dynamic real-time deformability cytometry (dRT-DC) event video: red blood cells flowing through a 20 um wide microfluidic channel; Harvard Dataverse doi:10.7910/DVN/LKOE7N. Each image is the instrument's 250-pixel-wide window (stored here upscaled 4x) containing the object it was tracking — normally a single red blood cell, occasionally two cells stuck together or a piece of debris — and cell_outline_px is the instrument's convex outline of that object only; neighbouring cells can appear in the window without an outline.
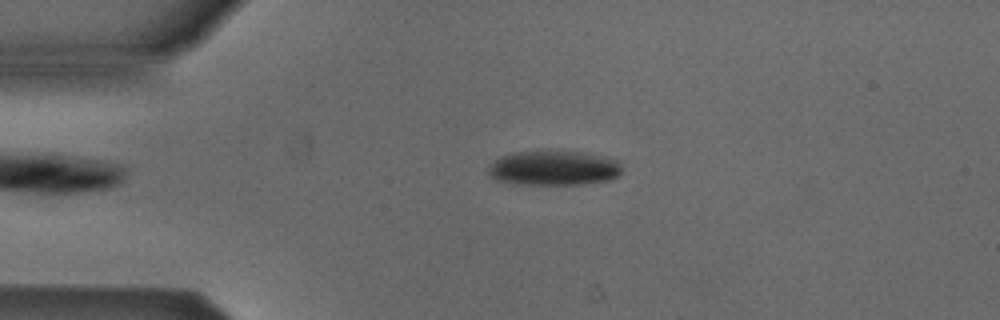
{"species": "Egyptian fruit bat (a non-hibernating species)", "species_latin": "Rousettus aegyptiacus", "temperature_condition": "cold", "stored_images_in_passage": 53, "camera_frame_rate_fps": 3000, "um_per_image_px": 0.085, "animal": {"sex": "male"}, "frame": {"image": 1, "passage_image": 12, "time_ms": 3.667, "image_size_px": [1000, 320], "cell_outline_px": [[620, 176], [612, 180], [580, 184], [520, 184], [500, 180], [492, 176], [488, 172], [488, 168], [500, 156], [512, 152], [584, 152], [620, 160]], "centroid_in_image_um": [47.14, 14.29], "position_along_channel_um": 37.9, "area_um2": 26.7}}
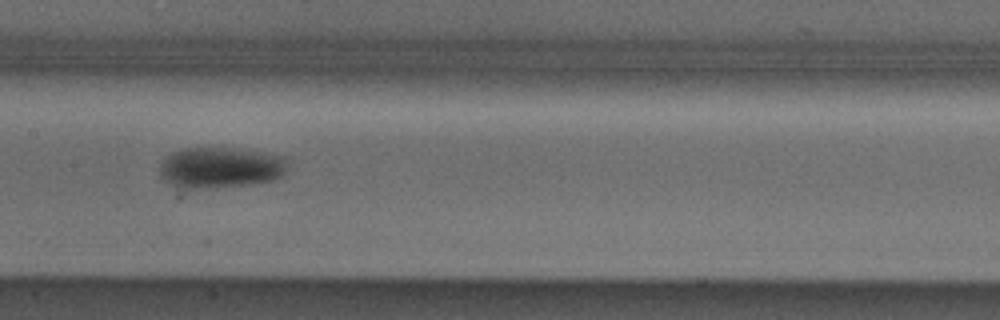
{"frame": {"image": 2, "passage_image": 26, "time_ms": 8.333, "image_size_px": [1000, 320], "cell_outline_px": [[284, 172], [280, 176], [272, 180], [252, 184], [196, 188], [176, 188], [168, 184], [160, 176], [160, 164], [172, 152], [184, 148], [232, 148], [264, 152], [284, 156]], "centroid_in_image_um": [18.67, 14.24], "position_along_channel_um": 188.7, "area_um2": 30.23}}
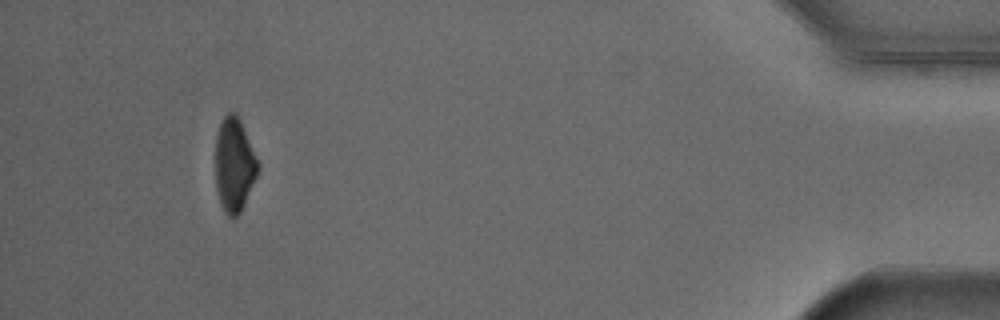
{"frame": {"image": 3, "passage_image": 49, "time_ms": 16.0, "image_size_px": [1000, 320], "cell_outline_px": [[260, 164], [256, 176], [244, 204], [240, 212], [236, 216], [228, 216], [224, 212], [216, 188], [216, 136], [220, 124], [224, 116], [228, 112], [236, 112], [240, 120]], "centroid_in_image_um": [19.91, 13.98], "position_along_channel_um": 415.3, "area_um2": 22.95}, "authors_computed_cell_mechanics": {"area_um2": 26.3568, "velocity_mm_per_s": 3.8941, "shape_relaxation_time_tau1_ms": 2.531, "shape_relaxation_time_tau2_ms": null, "deformation_change_tau1": 0.0999, "deformation_change_tau2": null}}